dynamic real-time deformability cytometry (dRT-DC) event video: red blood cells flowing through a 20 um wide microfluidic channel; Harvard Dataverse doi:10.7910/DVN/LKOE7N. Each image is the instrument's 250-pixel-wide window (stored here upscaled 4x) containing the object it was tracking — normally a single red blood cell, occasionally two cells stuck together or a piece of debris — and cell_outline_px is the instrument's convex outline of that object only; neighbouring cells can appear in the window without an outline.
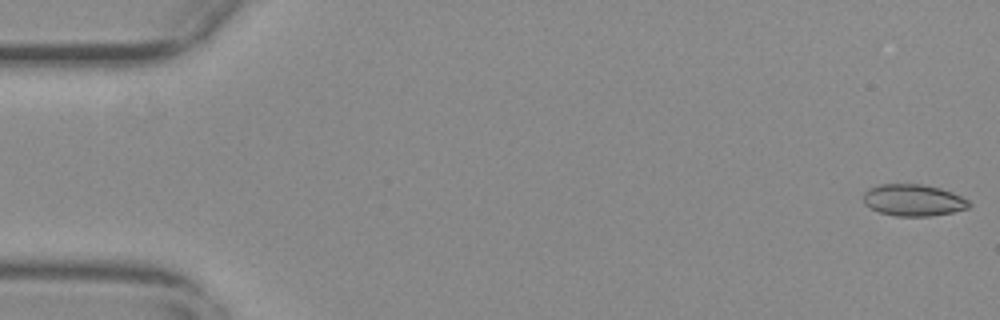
{"species": "common noctule bat (a hibernating species)", "species_latin": "Nyctalus noctula", "temperature_condition": "warm", "stored_images_in_passage": 52, "camera_frame_rate_fps": 3000, "um_per_image_px": 0.085, "animal": {"sex": "female", "body_mass_g": 29.2, "forearm_length_mm": 56.3}, "frame": {"image": 1, "passage_image": 1, "time_ms": 0.0, "image_size_px": [1000, 320], "cell_outline_px": [[972, 204], [968, 208], [952, 212], [928, 216], [896, 216], [880, 212], [864, 204], [864, 192], [868, 188], [880, 184], [920, 184], [940, 188], [952, 192], [968, 200]], "centroid_in_image_um": [77.63, 17.01], "position_along_channel_um": 7.4, "area_um2": 19.42}}
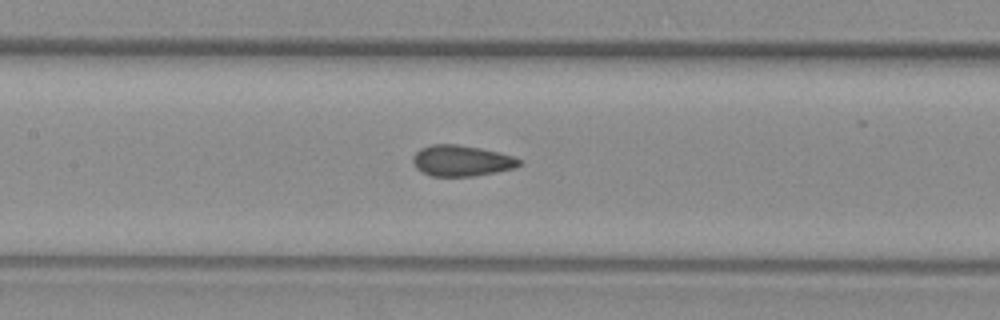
{"frame": {"image": 2, "passage_image": 26, "time_ms": 8.333, "image_size_px": [1000, 320], "cell_outline_px": [[524, 160], [516, 168], [476, 176], [432, 176], [416, 168], [412, 160], [412, 156], [420, 148], [432, 144], [456, 144], [480, 148], [512, 156]], "centroid_in_image_um": [39.23, 13.66], "position_along_channel_um": 168.2, "area_um2": 19.19}}
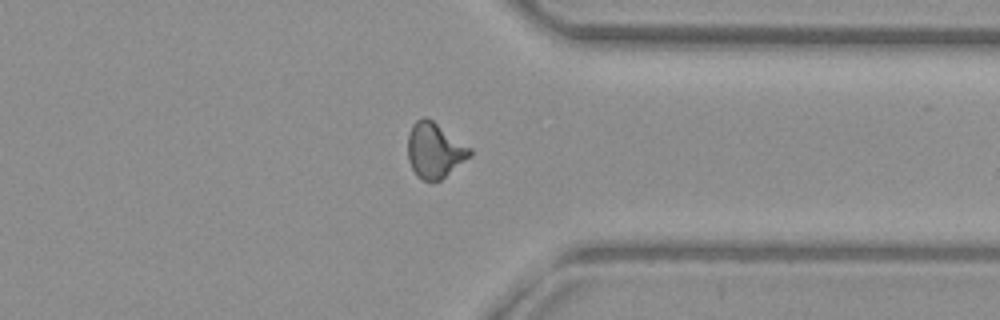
{"frame": {"image": 3, "passage_image": 43, "time_ms": 14.0, "image_size_px": [1000, 320], "cell_outline_px": [[472, 156], [440, 180], [424, 180], [416, 176], [408, 160], [408, 136], [412, 124], [416, 120], [424, 116], [432, 120], [472, 148]], "centroid_in_image_um": [36.95, 12.77], "position_along_channel_um": 374.4, "area_um2": 20.0}}